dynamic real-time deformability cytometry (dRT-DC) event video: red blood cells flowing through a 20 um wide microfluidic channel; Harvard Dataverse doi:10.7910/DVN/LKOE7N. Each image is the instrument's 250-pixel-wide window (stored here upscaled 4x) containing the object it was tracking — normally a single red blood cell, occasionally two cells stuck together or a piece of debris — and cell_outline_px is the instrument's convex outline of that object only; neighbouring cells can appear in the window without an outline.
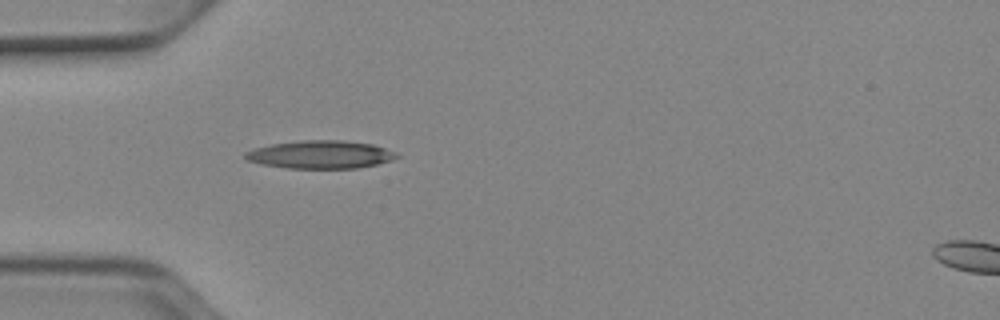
{"species": "Egyptian fruit bat (a non-hibernating species)", "species_latin": "Rousettus aegyptiacus", "temperature_condition": "cold", "stored_images_in_passage": 15, "camera_frame_rate_fps": 3000, "um_per_image_px": 0.085, "animal": {"sex": "female"}, "frame": {"image": 1, "passage_image": 5, "time_ms": 1.333, "image_size_px": [1000, 320], "cell_outline_px": [[400, 156], [392, 160], [376, 164], [356, 168], [288, 168], [260, 164], [248, 160], [244, 156], [244, 152], [252, 148], [272, 144], [304, 140], [344, 140], [372, 144], [396, 152]], "centroid_in_image_um": [27.22, 13.13], "position_along_channel_um": 57.8, "area_um2": 24.68}}
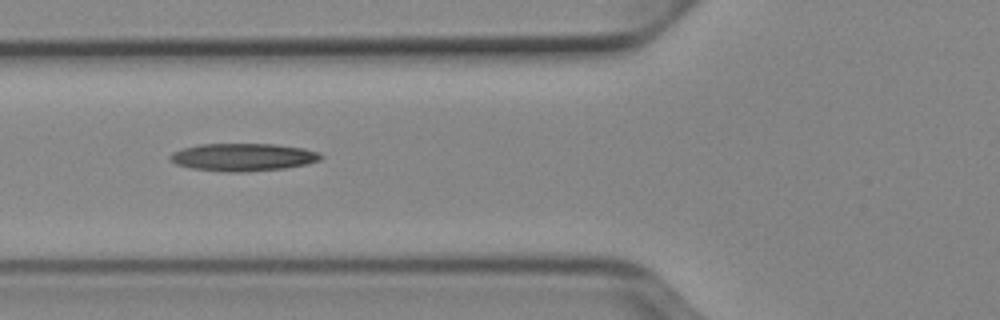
{"frame": {"image": 2, "passage_image": 9, "time_ms": 2.667, "image_size_px": [1000, 320], "cell_outline_px": [[324, 156], [320, 160], [304, 164], [284, 168], [248, 172], [224, 172], [192, 168], [176, 164], [168, 160], [168, 156], [172, 152], [184, 148], [200, 144], [276, 144], [304, 148], [320, 152]], "centroid_in_image_um": [20.65, 13.36], "position_along_channel_um": 105.1, "area_um2": 24.45}}
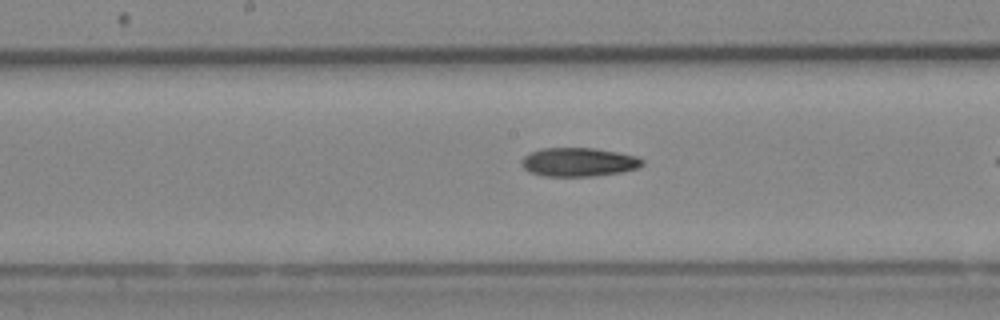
{"frame": {"image": 3, "passage_image": 13, "time_ms": 4.0, "image_size_px": [1000, 320], "cell_outline_px": [[644, 164], [636, 168], [620, 172], [596, 176], [540, 176], [528, 172], [520, 164], [520, 160], [524, 156], [540, 148], [596, 148], [640, 156], [644, 160]], "centroid_in_image_um": [49.17, 13.77], "position_along_channel_um": 199.0, "area_um2": 20.52}}